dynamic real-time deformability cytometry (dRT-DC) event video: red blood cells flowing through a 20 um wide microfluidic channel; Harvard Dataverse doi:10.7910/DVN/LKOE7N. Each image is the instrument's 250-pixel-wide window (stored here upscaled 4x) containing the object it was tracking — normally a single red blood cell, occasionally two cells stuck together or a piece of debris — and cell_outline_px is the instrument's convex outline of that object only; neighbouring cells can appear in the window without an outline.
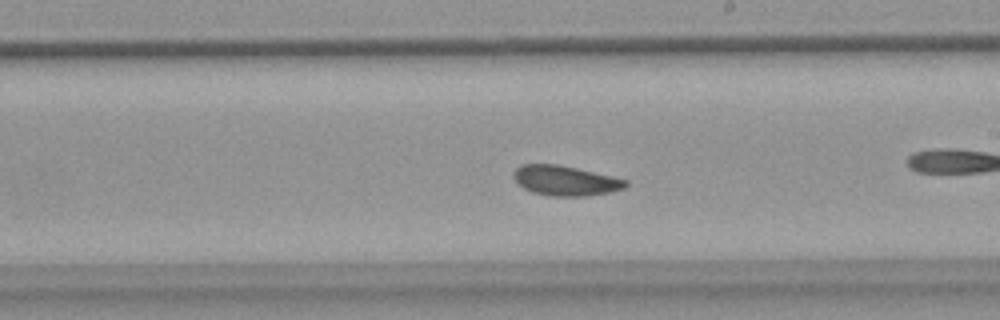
{"species": "common noctule bat (a hibernating species)", "species_latin": "Nyctalus noctula", "temperature_condition": "warm", "stored_images_in_passage": 54, "camera_frame_rate_fps": 3000, "um_per_image_px": 0.085, "animal": {"sex": "female", "body_mass_g": 18.4}, "frame": {"image": 1, "passage_image": 31, "time_ms": 10.0, "image_size_px": [1000, 320], "cell_outline_px": [[628, 184], [624, 188], [612, 192], [588, 196], [552, 196], [532, 192], [516, 184], [512, 176], [512, 172], [520, 164], [556, 164], [576, 168], [612, 176], [628, 180]], "centroid_in_image_um": [48.02, 15.35], "position_along_channel_um": 241.0, "area_um2": 19.77}, "authors_computed_cell_mechanics": {"area_um2": 19.9121, "velocity_mm_per_s": 3.8287, "shape_relaxation_time_tau1_ms": 2.2993, "shape_relaxation_time_tau2_ms": 3.8751, "deformation_change_tau1": 0.0953, "deformation_change_tau2": 0.0996}}